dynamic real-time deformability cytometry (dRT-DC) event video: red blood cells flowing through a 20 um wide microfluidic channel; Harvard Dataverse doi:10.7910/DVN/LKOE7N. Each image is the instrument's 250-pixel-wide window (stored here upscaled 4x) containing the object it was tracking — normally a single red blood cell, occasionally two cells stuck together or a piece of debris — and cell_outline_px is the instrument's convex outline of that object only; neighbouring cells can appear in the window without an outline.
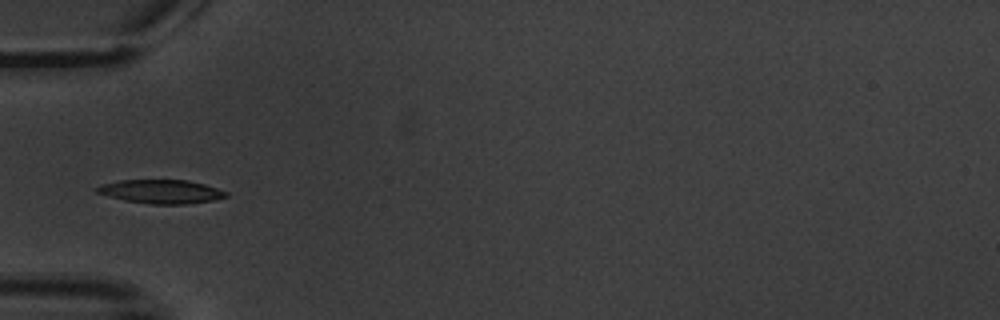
{"species": "common noctule bat (a hibernating species)", "species_latin": "Nyctalus noctula", "temperature_condition": "warm", "stored_images_in_passage": 6, "camera_frame_rate_fps": 3000, "um_per_image_px": 0.085, "animal": {"sex": "male", "body_mass_g": 20.1, "forearm_length_mm": 53.5}, "frame": {"image": 1, "passage_image": 5, "time_ms": 6.333, "image_size_px": [1000, 320], "cell_outline_px": [[228, 196], [216, 200], [188, 204], [148, 204], [124, 200], [96, 192], [92, 188], [100, 184], [120, 180], [188, 180], [204, 184], [228, 192]], "centroid_in_image_um": [13.69, 16.28], "position_along_channel_um": 71.3, "area_um2": 18.03}}
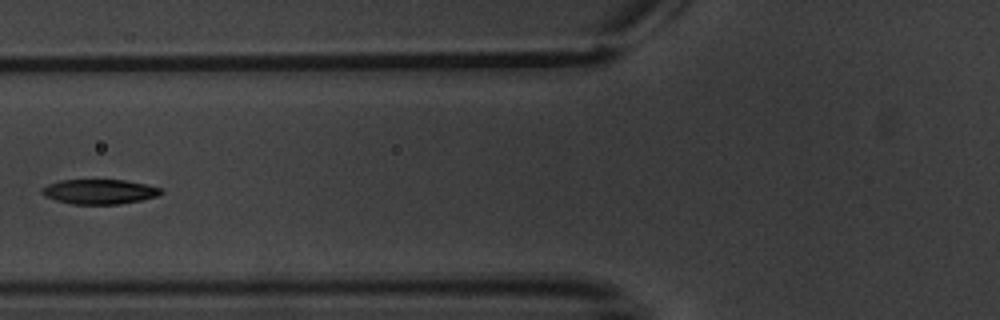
{"frame": {"image": 2, "passage_image": 6, "time_ms": 7.667, "image_size_px": [1000, 320], "cell_outline_px": [[164, 192], [156, 196], [140, 200], [120, 204], [72, 204], [56, 200], [44, 196], [40, 192], [48, 184], [60, 180], [124, 180], [144, 184], [160, 188]], "centroid_in_image_um": [8.43, 16.29], "position_along_channel_um": 117.4, "area_um2": 16.99}}